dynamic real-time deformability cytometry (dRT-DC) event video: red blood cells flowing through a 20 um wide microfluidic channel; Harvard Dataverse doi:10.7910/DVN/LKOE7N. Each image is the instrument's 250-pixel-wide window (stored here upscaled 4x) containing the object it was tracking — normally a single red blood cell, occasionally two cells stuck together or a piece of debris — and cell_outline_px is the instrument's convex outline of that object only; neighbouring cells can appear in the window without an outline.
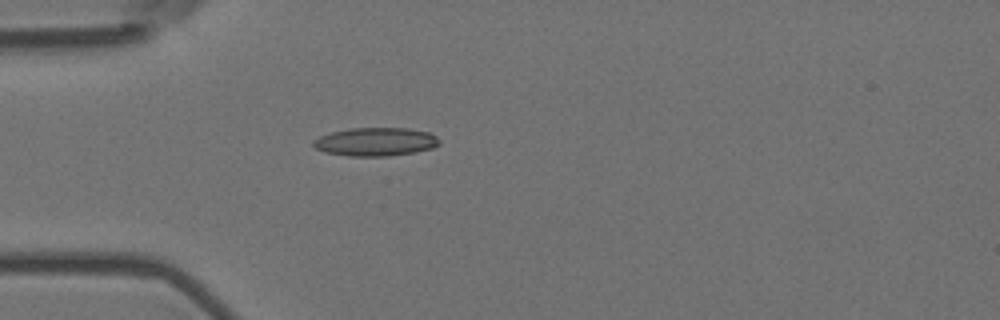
{"species": "Egyptian fruit bat (a non-hibernating species)", "species_latin": "Rousettus aegyptiacus", "temperature_condition": "room temperature", "stored_images_in_passage": 4, "camera_frame_rate_fps": 3000, "um_per_image_px": 0.085, "animal": {"sex": "female"}, "frame": {"image": 1, "passage_image": 4, "time_ms": 1.0, "image_size_px": [1000, 320], "cell_outline_px": [[440, 144], [432, 148], [416, 152], [388, 156], [348, 156], [324, 152], [316, 148], [312, 144], [312, 140], [320, 136], [332, 132], [352, 128], [408, 128], [428, 132], [436, 136], [440, 140]], "centroid_in_image_um": [31.93, 12.05], "position_along_channel_um": 53.1, "area_um2": 20.92}}